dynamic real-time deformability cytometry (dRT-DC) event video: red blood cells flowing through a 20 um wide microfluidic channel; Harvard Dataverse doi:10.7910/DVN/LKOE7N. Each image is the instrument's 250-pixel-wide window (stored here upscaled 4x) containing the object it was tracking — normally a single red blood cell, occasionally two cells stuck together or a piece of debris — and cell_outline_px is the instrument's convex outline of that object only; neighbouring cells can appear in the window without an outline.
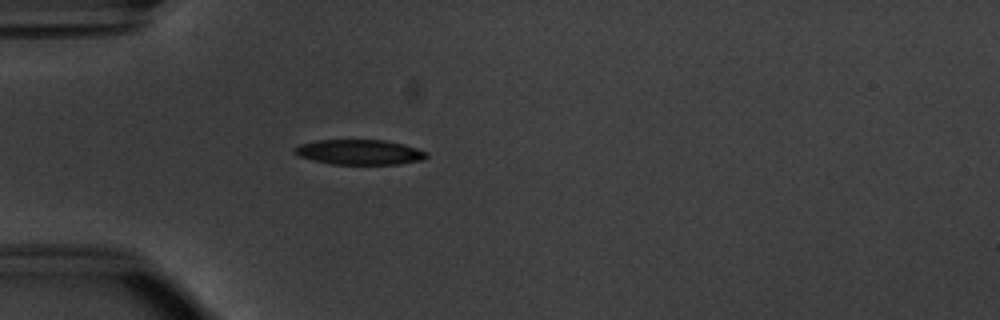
{"species": "common noctule bat (a hibernating species)", "species_latin": "Nyctalus noctula", "temperature_condition": "warm", "stored_images_in_passage": 38, "camera_frame_rate_fps": 3000, "um_per_image_px": 0.085, "animal": {"sex": "male", "body_mass_g": 20.1, "forearm_length_mm": 53.5}, "frame": {"image": 1, "passage_image": 1, "time_ms": 0.0, "image_size_px": [1000, 320], "cell_outline_px": [[428, 156], [424, 160], [400, 164], [332, 164], [312, 160], [296, 156], [292, 152], [292, 148], [300, 144], [316, 140], [384, 140], [416, 148], [428, 152]], "centroid_in_image_um": [30.51, 12.94], "position_along_channel_um": 54.5, "area_um2": 19.42}}
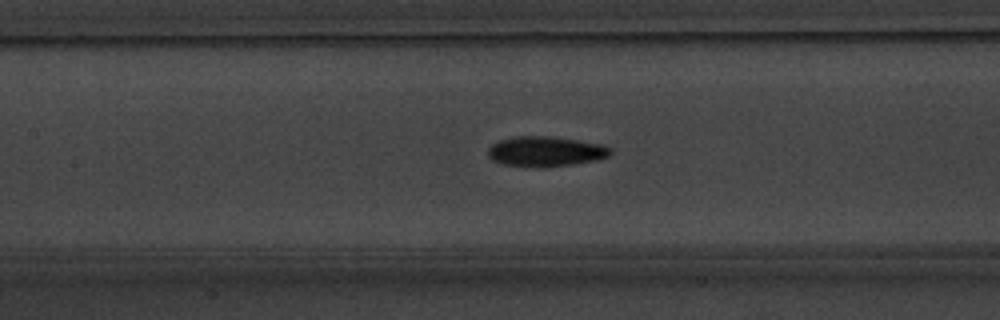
{"frame": {"image": 2, "passage_image": 10, "time_ms": 3.0, "image_size_px": [1000, 320], "cell_outline_px": [[612, 152], [608, 156], [596, 160], [572, 164], [544, 168], [504, 164], [492, 160], [488, 156], [488, 148], [492, 144], [500, 140], [512, 136], [552, 136], [604, 144], [612, 148]], "centroid_in_image_um": [46.39, 12.86], "position_along_channel_um": 161.0, "area_um2": 21.68}}
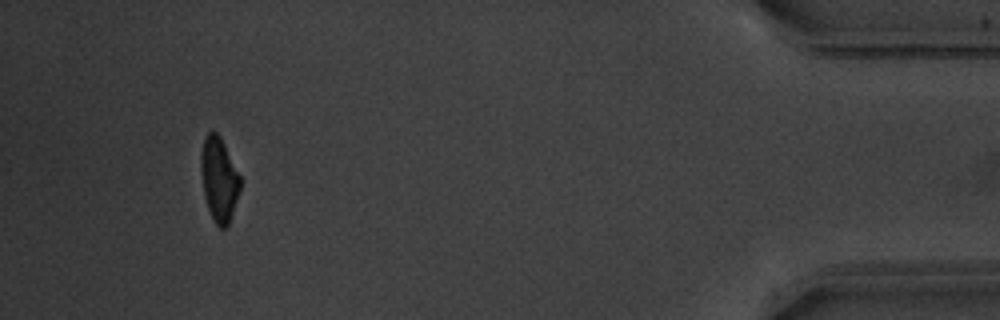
{"frame": {"image": 3, "passage_image": 35, "time_ms": 11.333, "image_size_px": [1000, 320], "cell_outline_px": [[240, 188], [228, 228], [220, 228], [212, 220], [204, 196], [200, 168], [200, 156], [204, 136], [208, 132], [216, 132], [220, 136], [240, 176]], "centroid_in_image_um": [18.6, 15.26], "position_along_channel_um": 416.6, "area_um2": 19.31}, "authors_computed_cell_mechanics": {"area_um2": 20.5479, "velocity_mm_per_s": 3.8314, "shape_relaxation_time_tau1_ms": 3.4415, "shape_relaxation_time_tau2_ms": 3.1685, "deformation_change_tau1": 0.1603, "deformation_change_tau2": 0.1015}}